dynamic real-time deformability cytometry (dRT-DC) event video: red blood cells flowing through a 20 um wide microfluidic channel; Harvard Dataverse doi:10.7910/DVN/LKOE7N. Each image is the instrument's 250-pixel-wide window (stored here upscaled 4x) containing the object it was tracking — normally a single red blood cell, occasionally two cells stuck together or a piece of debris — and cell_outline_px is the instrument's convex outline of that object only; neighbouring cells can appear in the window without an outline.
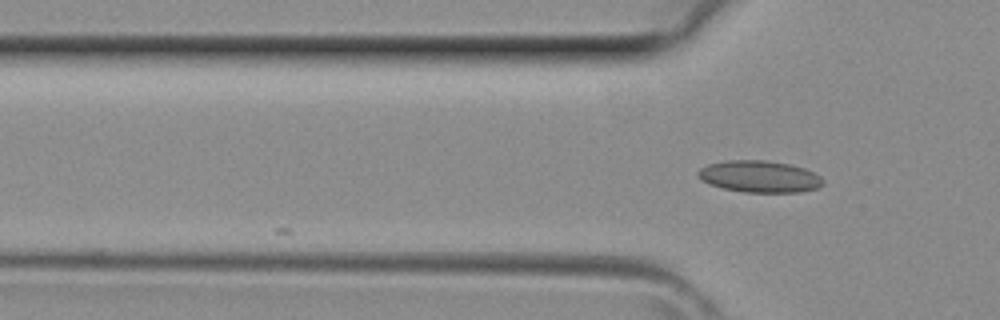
{"species": "common noctule bat (a hibernating species)", "species_latin": "Nyctalus noctula", "temperature_condition": "room temperature", "stored_images_in_passage": 2, "camera_frame_rate_fps": 3000, "um_per_image_px": 0.085, "animal": {"sex": "female", "body_mass_g": 29.2, "forearm_length_mm": 56.3}, "frame": {"image": 1, "passage_image": 2, "time_ms": 0.333, "image_size_px": [1000, 320], "cell_outline_px": [[824, 184], [816, 188], [800, 192], [744, 192], [724, 188], [708, 184], [696, 176], [696, 172], [700, 168], [708, 164], [728, 160], [768, 160], [788, 164], [804, 168], [820, 176], [824, 180]], "centroid_in_image_um": [64.53, 15.0], "position_along_channel_um": 61.3, "area_um2": 23.18}}